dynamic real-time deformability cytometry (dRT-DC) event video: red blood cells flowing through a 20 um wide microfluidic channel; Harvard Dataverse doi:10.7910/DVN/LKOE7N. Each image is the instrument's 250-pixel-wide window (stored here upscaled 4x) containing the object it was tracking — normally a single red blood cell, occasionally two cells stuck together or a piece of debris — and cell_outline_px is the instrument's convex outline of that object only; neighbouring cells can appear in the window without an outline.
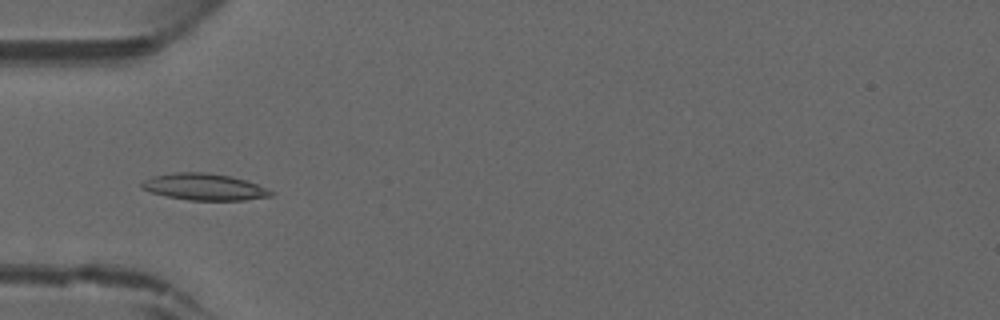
{"species": "common noctule bat (a hibernating species)", "species_latin": "Nyctalus noctula", "temperature_condition": "warm", "stored_images_in_passage": 44, "camera_frame_rate_fps": 3000, "um_per_image_px": 0.085, "animal": {"sex": "male", "forearm_length_mm": 52.5}, "frame": {"image": 1, "passage_image": 14, "time_ms": 4.333, "image_size_px": [1000, 320], "cell_outline_px": [[276, 192], [272, 196], [244, 200], [188, 200], [148, 192], [140, 188], [140, 184], [144, 180], [152, 176], [176, 172], [208, 172], [232, 176], [256, 184]], "centroid_in_image_um": [17.34, 15.88], "position_along_channel_um": 67.7, "area_um2": 20.17}}
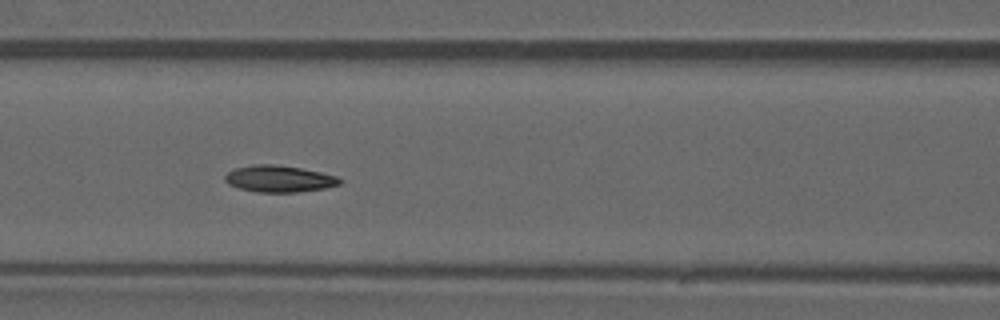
{"frame": {"image": 2, "passage_image": 19, "time_ms": 6.0, "image_size_px": [1000, 320], "cell_outline_px": [[344, 180], [340, 184], [324, 188], [296, 192], [256, 192], [240, 188], [228, 184], [224, 180], [224, 176], [232, 168], [252, 164], [276, 164], [300, 168], [320, 172], [336, 176]], "centroid_in_image_um": [23.69, 15.18], "position_along_channel_um": 142.9, "area_um2": 17.92}}
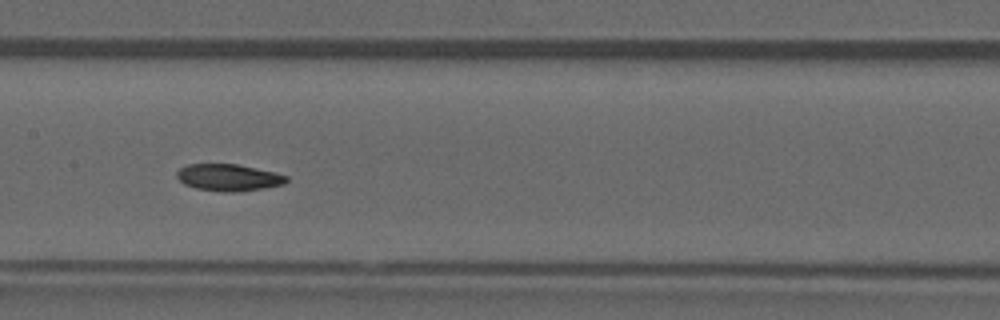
{"frame": {"image": 3, "passage_image": 22, "time_ms": 7.0, "image_size_px": [1000, 320], "cell_outline_px": [[288, 180], [284, 184], [264, 188], [240, 192], [220, 192], [196, 188], [184, 184], [176, 176], [176, 172], [180, 168], [188, 164], [236, 164], [276, 172], [288, 176]], "centroid_in_image_um": [19.44, 15.09], "position_along_channel_um": 188.0, "area_um2": 17.28}}